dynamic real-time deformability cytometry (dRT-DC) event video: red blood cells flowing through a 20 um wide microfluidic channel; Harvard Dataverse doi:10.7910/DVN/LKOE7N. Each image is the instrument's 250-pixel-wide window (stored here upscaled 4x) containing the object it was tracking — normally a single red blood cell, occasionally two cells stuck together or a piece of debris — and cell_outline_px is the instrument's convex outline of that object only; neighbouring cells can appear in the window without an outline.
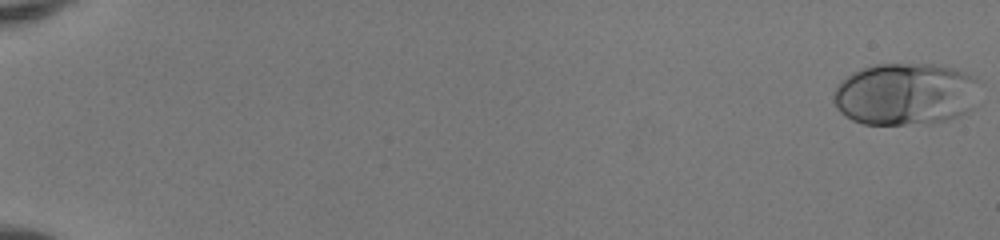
{"species": "human", "species_latin": "Homo sapiens", "temperature_condition": "room temperature", "stored_images_in_passage": 52, "camera_frame_rate_fps": 3000, "um_per_image_px": 0.085, "donor": {"sex": "female"}, "frame": {"image": 1, "passage_image": 1, "time_ms": 0.0, "image_size_px": [1000, 240], "cell_outline_px": [[980, 80], [972, 108], [948, 120], [932, 124], [864, 124], [852, 120], [840, 112], [836, 108], [832, 100], [836, 88], [840, 80], [864, 68], [876, 64], [932, 64], [956, 68], [976, 76]], "centroid_in_image_um": [76.98, 8.0], "position_along_channel_um": 8.0, "area_um2": 53.35}}
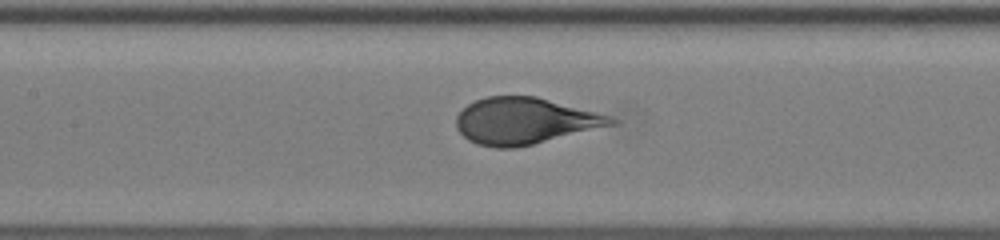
{"frame": {"image": 2, "passage_image": 27, "time_ms": 8.667, "image_size_px": [1000, 240], "cell_outline_px": [[620, 120], [616, 124], [516, 148], [496, 148], [476, 144], [468, 140], [456, 128], [456, 116], [468, 104], [476, 100], [488, 96], [536, 96], [612, 116]], "centroid_in_image_um": [44.6, 10.28], "position_along_channel_um": 162.8, "area_um2": 41.85}}
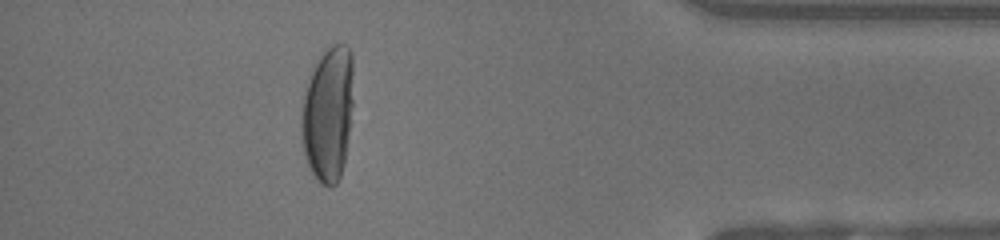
{"frame": {"image": 3, "passage_image": 47, "time_ms": 15.333, "image_size_px": [1000, 240], "cell_outline_px": [[352, 104], [344, 164], [340, 176], [336, 184], [332, 188], [328, 188], [320, 184], [316, 180], [308, 168], [304, 152], [300, 132], [300, 120], [304, 92], [312, 68], [320, 56], [332, 44], [344, 44], [352, 52]], "centroid_in_image_um": [27.85, 9.72], "position_along_channel_um": 407.4, "area_um2": 41.27}}